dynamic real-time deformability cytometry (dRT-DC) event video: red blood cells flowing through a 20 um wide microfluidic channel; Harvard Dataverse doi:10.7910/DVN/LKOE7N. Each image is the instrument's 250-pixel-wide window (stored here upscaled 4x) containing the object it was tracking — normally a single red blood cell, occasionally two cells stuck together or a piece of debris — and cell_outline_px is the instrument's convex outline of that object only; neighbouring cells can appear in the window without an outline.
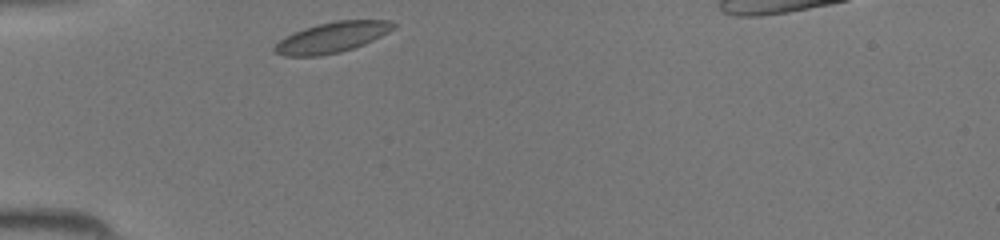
{"species": "common noctule bat (a hibernating species)", "species_latin": "Nyctalus noctula", "temperature_condition": "room temperature", "stored_images_in_passage": 26, "camera_frame_rate_fps": 3000, "um_per_image_px": 0.085, "animal": {"sex": "female", "body_mass_g": 19.5, "forearm_length_mm": 54.1}, "frame": {"image": 1, "passage_image": 1, "time_ms": 0.0, "image_size_px": [1000, 240], "cell_outline_px": [[396, 28], [364, 44], [340, 52], [320, 56], [284, 56], [272, 52], [272, 48], [280, 40], [304, 28], [336, 20], [392, 20], [396, 24]], "centroid_in_image_um": [28.23, 3.18], "position_along_channel_um": 56.8, "area_um2": 20.98}}
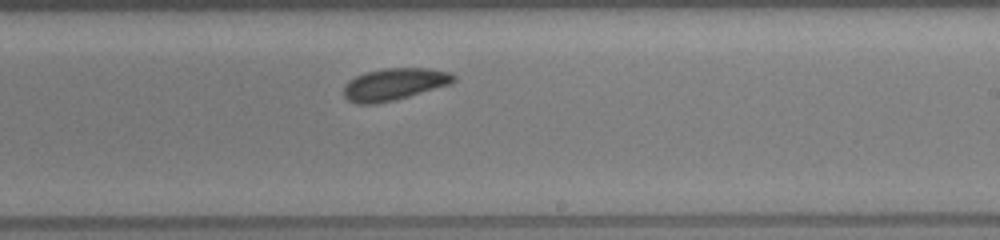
{"frame": {"image": 2, "passage_image": 15, "time_ms": 4.667, "image_size_px": [1000, 240], "cell_outline_px": [[456, 80], [448, 84], [408, 96], [376, 104], [356, 104], [348, 100], [344, 96], [344, 84], [348, 80], [364, 72], [384, 68], [428, 68], [452, 72], [456, 76]], "centroid_in_image_um": [33.48, 7.14], "position_along_channel_um": 255.5, "area_um2": 20.46}}
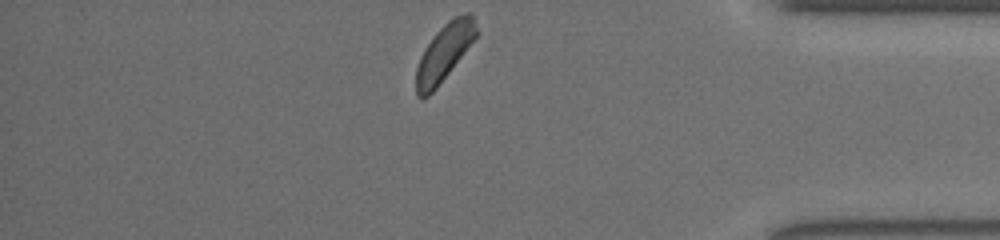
{"frame": {"image": 3, "passage_image": 26, "time_ms": 8.333, "image_size_px": [1000, 240], "cell_outline_px": [[480, 32], [436, 88], [428, 96], [420, 100], [416, 96], [416, 68], [420, 56], [424, 48], [436, 32], [448, 20], [456, 16], [468, 12], [472, 12]], "centroid_in_image_um": [37.76, 4.44], "position_along_channel_um": 397.4, "area_um2": 20.0}}